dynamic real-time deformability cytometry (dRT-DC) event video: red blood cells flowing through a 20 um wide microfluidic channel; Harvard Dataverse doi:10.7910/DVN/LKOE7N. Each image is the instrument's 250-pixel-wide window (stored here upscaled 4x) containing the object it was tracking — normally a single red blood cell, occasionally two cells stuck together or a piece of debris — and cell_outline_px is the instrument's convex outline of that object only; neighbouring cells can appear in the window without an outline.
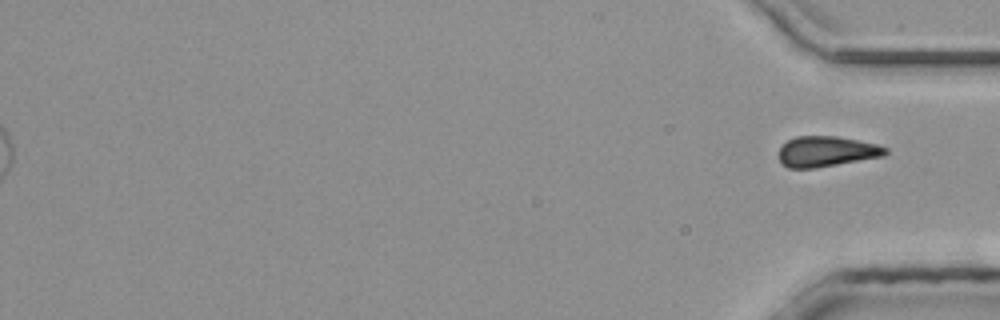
{"species": "common noctule bat (a hibernating species)", "species_latin": "Nyctalus noctula", "temperature_condition": "room temperature", "stored_images_in_passage": 40, "segment_of_instrument_passage": [2, 2], "camera_frame_rate_fps": 3000, "um_per_image_px": 0.085, "animal": {"sex": "male", "body_mass_g": 20.4}, "frame": {"image": 1, "passage_image": 40, "time_ms": 13.0, "image_size_px": [1000, 320], "cell_outline_px": [[888, 152], [884, 156], [816, 168], [788, 168], [780, 164], [780, 148], [788, 140], [796, 136], [836, 136], [876, 144], [888, 148]], "centroid_in_image_um": [70.25, 12.88], "position_along_channel_um": 365.0, "area_um2": 18.9}}